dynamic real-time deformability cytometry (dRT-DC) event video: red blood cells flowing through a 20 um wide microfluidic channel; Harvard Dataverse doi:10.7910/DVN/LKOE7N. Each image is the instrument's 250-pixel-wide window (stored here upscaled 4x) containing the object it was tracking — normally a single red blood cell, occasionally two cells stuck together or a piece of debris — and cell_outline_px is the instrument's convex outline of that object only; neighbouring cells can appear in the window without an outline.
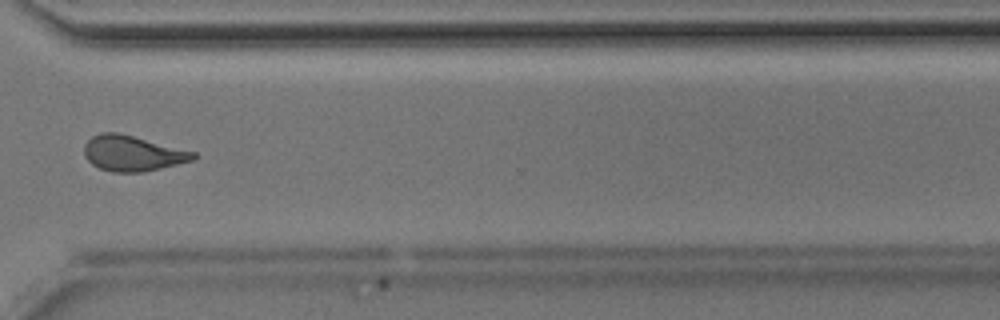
{"species": "Egyptian fruit bat (a non-hibernating species)", "species_latin": "Rousettus aegyptiacus", "temperature_condition": "room temperature", "stored_images_in_passage": 40, "camera_frame_rate_fps": 3000, "um_per_image_px": 0.085, "animal": {"sex": "male"}, "frame": {"image": 1, "passage_image": 29, "time_ms": 9.333, "image_size_px": [1000, 320], "cell_outline_px": [[200, 156], [196, 160], [144, 172], [112, 172], [100, 168], [92, 164], [84, 156], [84, 144], [92, 136], [100, 132], [120, 132], [196, 152]], "centroid_in_image_um": [11.3, 13.03], "position_along_channel_um": 359.3, "area_um2": 22.95}}